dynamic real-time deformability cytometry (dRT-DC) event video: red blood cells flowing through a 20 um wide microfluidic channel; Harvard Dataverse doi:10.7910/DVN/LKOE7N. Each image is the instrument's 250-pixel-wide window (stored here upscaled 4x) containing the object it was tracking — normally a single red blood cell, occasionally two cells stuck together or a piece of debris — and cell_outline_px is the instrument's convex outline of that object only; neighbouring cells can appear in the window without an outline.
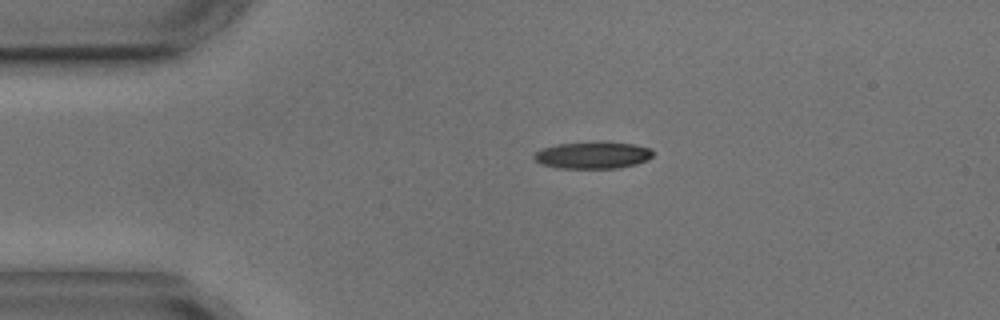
{"species": "common noctule bat (a hibernating species)", "species_latin": "Nyctalus noctula", "temperature_condition": "cold", "stored_images_in_passage": 2, "camera_frame_rate_fps": 3000, "um_per_image_px": 0.085, "animal": {"sex": "male", "body_mass_g": 17.9, "forearm_length_mm": 54.2}, "frame": {"image": 1, "passage_image": 2, "time_ms": 1.0, "image_size_px": [1000, 320], "cell_outline_px": [[652, 156], [648, 160], [636, 164], [616, 168], [556, 168], [540, 164], [532, 156], [536, 152], [544, 148], [556, 144], [596, 140], [604, 140], [632, 144], [652, 148]], "centroid_in_image_um": [50.39, 13.16], "position_along_channel_um": 34.6, "area_um2": 19.13}}